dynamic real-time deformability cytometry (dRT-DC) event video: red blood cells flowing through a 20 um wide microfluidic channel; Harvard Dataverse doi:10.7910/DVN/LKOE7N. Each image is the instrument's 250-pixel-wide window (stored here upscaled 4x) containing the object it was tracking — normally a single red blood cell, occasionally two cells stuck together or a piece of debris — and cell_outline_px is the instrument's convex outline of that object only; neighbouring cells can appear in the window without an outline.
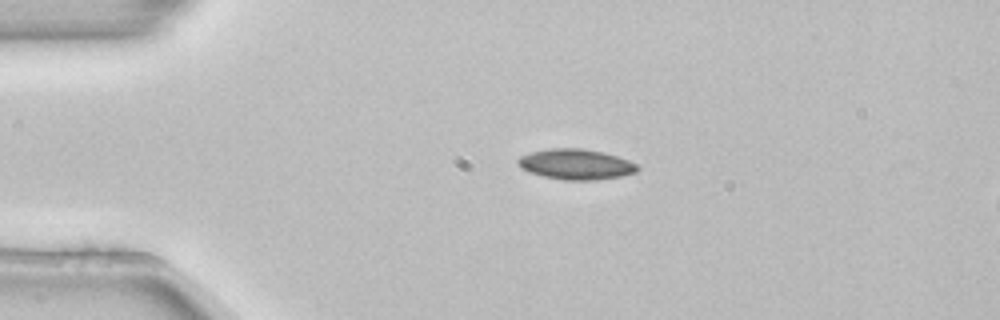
{"species": "common noctule bat (a hibernating species)", "species_latin": "Nyctalus noctula", "temperature_condition": "room temperature", "stored_images_in_passage": 4, "camera_frame_rate_fps": 3000, "um_per_image_px": 0.085, "animal": {"sex": "female", "body_mass_g": 22.7, "forearm_length_mm": 54.2}, "frame": {"image": 1, "passage_image": 2, "time_ms": 0.333, "image_size_px": [1000, 320], "cell_outline_px": [[640, 168], [636, 172], [620, 176], [596, 180], [564, 180], [544, 176], [532, 172], [524, 168], [516, 160], [520, 156], [532, 152], [552, 148], [584, 148], [604, 152], [628, 160], [636, 164]], "centroid_in_image_um": [49.0, 13.96], "position_along_channel_um": 36.0, "area_um2": 20.92}}